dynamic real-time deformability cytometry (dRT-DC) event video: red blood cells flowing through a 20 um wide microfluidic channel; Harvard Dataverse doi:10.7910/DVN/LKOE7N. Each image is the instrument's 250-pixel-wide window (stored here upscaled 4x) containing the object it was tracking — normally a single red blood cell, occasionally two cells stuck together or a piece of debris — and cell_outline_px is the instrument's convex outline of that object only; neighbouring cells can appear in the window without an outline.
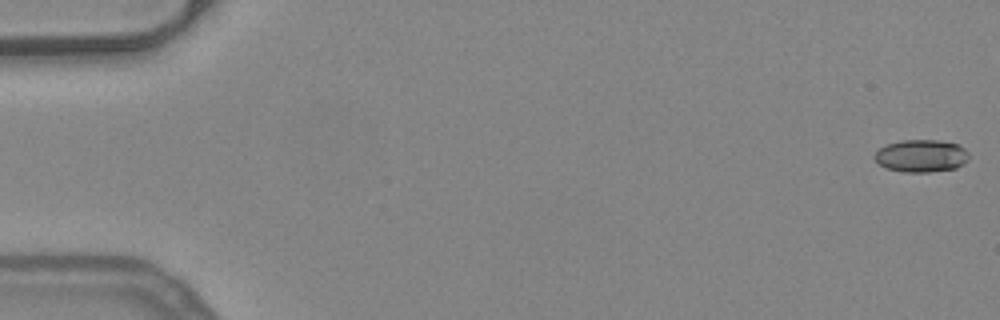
{"species": "common noctule bat (a hibernating species)", "species_latin": "Nyctalus noctula", "temperature_condition": "warm", "stored_images_in_passage": 53, "camera_frame_rate_fps": 3000, "um_per_image_px": 0.085, "animal": {"sex": "female", "body_mass_g": 24.6, "forearm_length_mm": 56.2}, "frame": {"image": 1, "passage_image": 1, "time_ms": 0.0, "image_size_px": [1000, 320], "cell_outline_px": [[968, 160], [964, 164], [956, 168], [928, 172], [904, 172], [884, 168], [872, 156], [880, 148], [888, 144], [900, 140], [940, 140], [956, 144], [964, 148], [968, 152]], "centroid_in_image_um": [78.3, 13.25], "position_along_channel_um": 6.7, "area_um2": 17.92}}
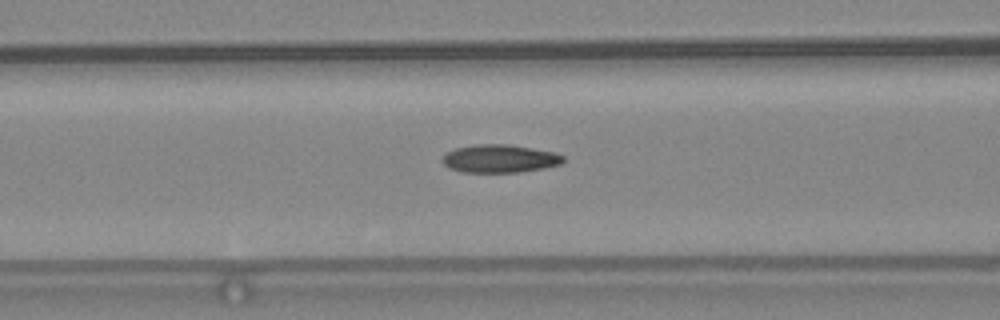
{"frame": {"image": 2, "passage_image": 22, "time_ms": 7.0, "image_size_px": [1000, 320], "cell_outline_px": [[564, 160], [560, 164], [544, 168], [520, 172], [460, 172], [448, 168], [440, 160], [448, 152], [456, 148], [476, 144], [504, 144], [552, 152], [564, 156]], "centroid_in_image_um": [42.43, 13.5], "position_along_channel_um": 124.2, "area_um2": 19.54}}
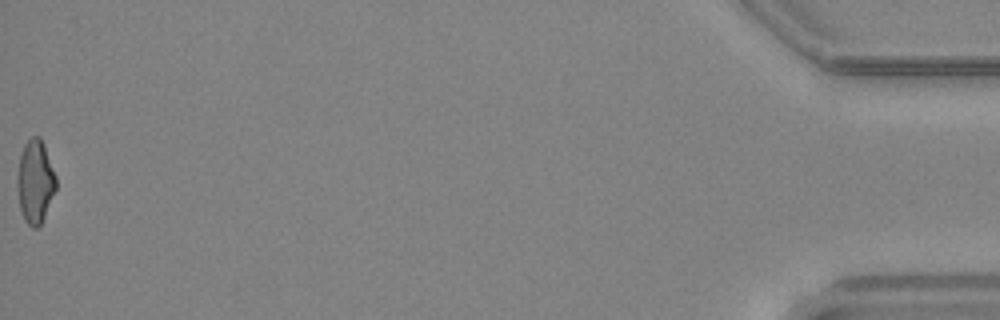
{"frame": {"image": 3, "passage_image": 53, "time_ms": 17.333, "image_size_px": [1000, 320], "cell_outline_px": [[56, 188], [44, 216], [40, 224], [36, 228], [32, 228], [24, 220], [20, 208], [16, 184], [16, 176], [20, 156], [24, 144], [32, 136], [40, 136], [44, 144], [56, 176]], "centroid_in_image_um": [2.97, 15.41], "position_along_channel_um": 432.2, "area_um2": 18.79}, "authors_computed_cell_mechanics": {"area_um2": 18.9584, "velocity_mm_per_s": 3.9777, "shape_relaxation_time_tau1_ms": null, "shape_relaxation_time_tau2_ms": 3.1498, "deformation_change_tau1": null, "deformation_change_tau2": 0.1082}}